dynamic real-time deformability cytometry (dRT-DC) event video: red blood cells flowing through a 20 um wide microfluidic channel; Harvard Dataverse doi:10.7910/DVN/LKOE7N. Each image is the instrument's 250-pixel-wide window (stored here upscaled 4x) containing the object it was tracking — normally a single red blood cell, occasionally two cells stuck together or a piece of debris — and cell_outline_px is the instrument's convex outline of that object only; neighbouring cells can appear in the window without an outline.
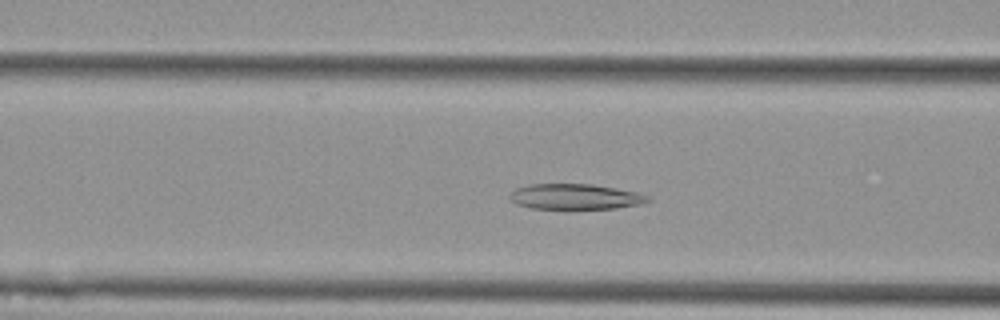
{"species": "Egyptian fruit bat (a non-hibernating species)", "species_latin": "Rousettus aegyptiacus", "temperature_condition": "cold", "stored_images_in_passage": 47, "camera_frame_rate_fps": 3000, "um_per_image_px": 0.085, "animal": {"sex": "female"}, "frame": {"image": 1, "passage_image": 15, "time_ms": 4.667, "image_size_px": [1000, 320], "cell_outline_px": [[652, 200], [636, 204], [616, 208], [568, 212], [532, 208], [516, 204], [508, 196], [516, 188], [528, 184], [592, 184], [636, 192], [648, 196]], "centroid_in_image_um": [48.84, 16.76], "position_along_channel_um": 117.8, "area_um2": 21.33}}
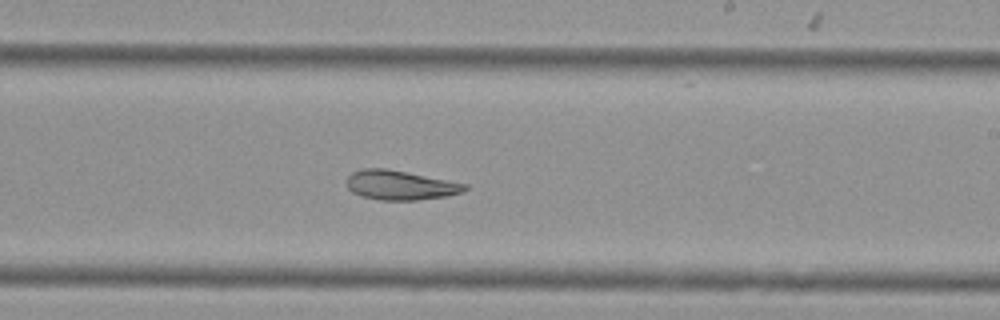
{"frame": {"image": 2, "passage_image": 26, "time_ms": 8.333, "image_size_px": [1000, 320], "cell_outline_px": [[468, 188], [464, 192], [448, 196], [416, 200], [380, 200], [360, 196], [352, 192], [348, 188], [348, 176], [352, 172], [360, 168], [388, 168], [468, 184]], "centroid_in_image_um": [34.04, 15.73], "position_along_channel_um": 255.0, "area_um2": 20.46}}
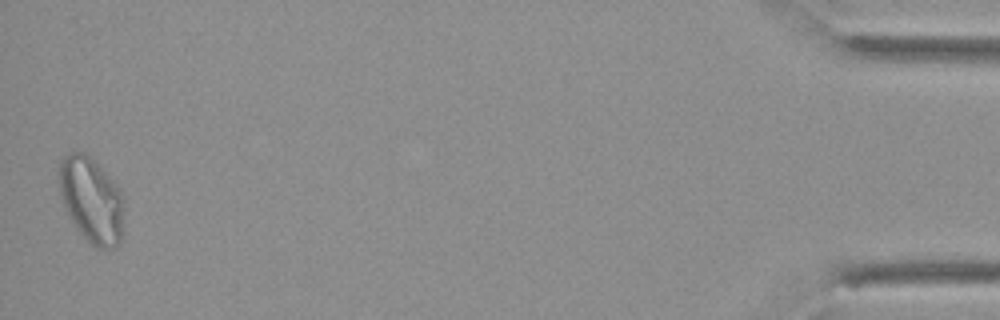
{"frame": {"image": 3, "passage_image": 47, "time_ms": 15.333, "image_size_px": [1000, 320], "cell_outline_px": [[120, 244], [116, 248], [108, 252], [96, 248], [76, 228], [68, 216], [60, 192], [60, 160], [72, 152], [84, 152], [116, 184], [120, 192]], "centroid_in_image_um": [7.74, 17.05], "position_along_channel_um": 427.5, "area_um2": 31.27}, "authors_computed_cell_mechanics": {"area_um2": 23.8136, "velocity_mm_per_s": 3.7582, "shape_relaxation_time_tau1_ms": null, "shape_relaxation_time_tau2_ms": 5.4067, "deformation_change_tau1": null, "deformation_change_tau2": 0.1214}}